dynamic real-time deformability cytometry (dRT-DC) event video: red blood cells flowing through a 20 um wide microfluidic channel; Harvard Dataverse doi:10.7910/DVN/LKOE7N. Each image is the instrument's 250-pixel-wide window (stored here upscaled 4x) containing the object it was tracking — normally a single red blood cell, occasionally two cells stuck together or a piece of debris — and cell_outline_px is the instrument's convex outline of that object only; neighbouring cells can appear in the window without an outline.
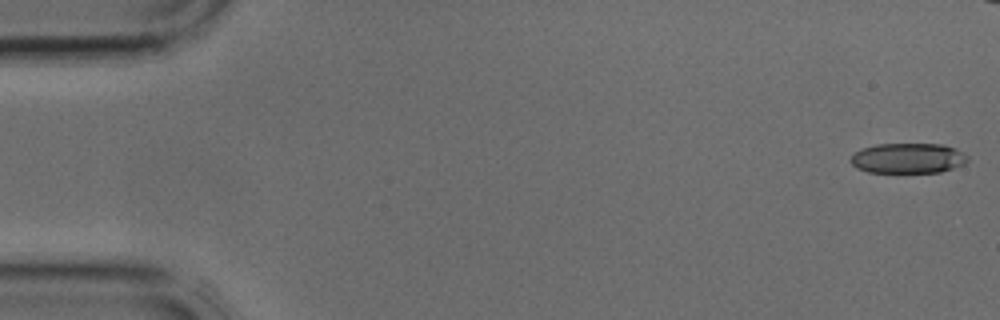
{"species": "common noctule bat (a hibernating species)", "species_latin": "Nyctalus noctula", "temperature_condition": "cold", "stored_images_in_passage": 9, "camera_frame_rate_fps": 3000, "um_per_image_px": 0.085, "animal": {"sex": "male", "body_mass_g": 17.9, "forearm_length_mm": 54.2}, "frame": {"image": 1, "passage_image": 1, "time_ms": 0.0, "image_size_px": [1000, 320], "cell_outline_px": [[968, 160], [964, 164], [940, 172], [868, 172], [856, 168], [848, 160], [856, 152], [864, 148], [876, 144], [940, 144], [956, 148], [968, 156]], "centroid_in_image_um": [77.18, 13.45], "position_along_channel_um": 7.8, "area_um2": 20.52}}